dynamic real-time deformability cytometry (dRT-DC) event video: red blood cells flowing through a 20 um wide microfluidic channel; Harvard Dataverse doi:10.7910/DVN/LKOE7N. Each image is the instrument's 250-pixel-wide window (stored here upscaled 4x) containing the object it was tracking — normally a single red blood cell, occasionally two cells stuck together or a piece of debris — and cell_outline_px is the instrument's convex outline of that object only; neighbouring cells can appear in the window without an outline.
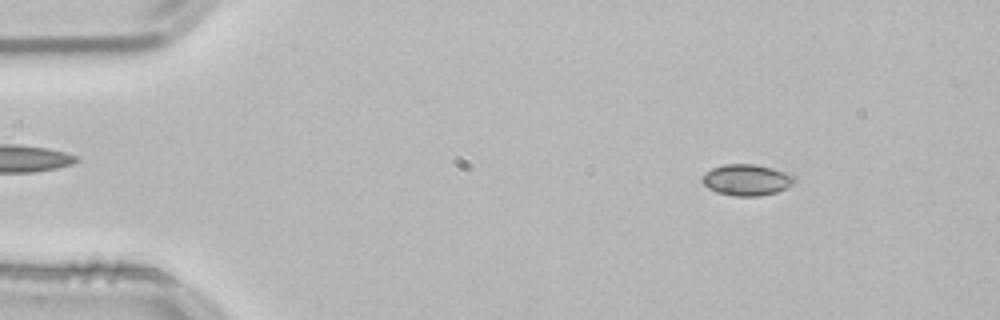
{"species": "common noctule bat (a hibernating species)", "species_latin": "Nyctalus noctula", "temperature_condition": "room temperature", "stored_images_in_passage": 52, "camera_frame_rate_fps": 3000, "um_per_image_px": 0.085, "animal": {"sex": "male", "body_mass_g": 21.5, "forearm_length_mm": 52.0}, "frame": {"image": 1, "passage_image": 6, "time_ms": 1.667, "image_size_px": [1000, 320], "cell_outline_px": [[796, 180], [792, 184], [776, 192], [760, 196], [736, 196], [716, 192], [708, 188], [700, 180], [704, 172], [712, 168], [724, 164], [756, 164], [772, 168], [796, 176]], "centroid_in_image_um": [63.43, 15.28], "position_along_channel_um": 21.6, "area_um2": 16.82}}
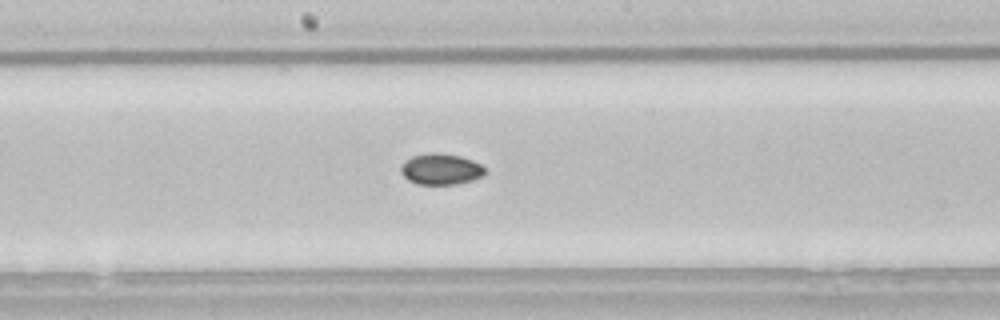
{"frame": {"image": 2, "passage_image": 27, "time_ms": 8.667, "image_size_px": [1000, 320], "cell_outline_px": [[488, 172], [484, 176], [472, 180], [456, 184], [416, 184], [408, 180], [404, 176], [400, 168], [412, 156], [432, 152], [436, 152], [460, 156], [472, 160], [480, 164]], "centroid_in_image_um": [37.52, 14.38], "position_along_channel_um": 210.7, "area_um2": 15.14}}
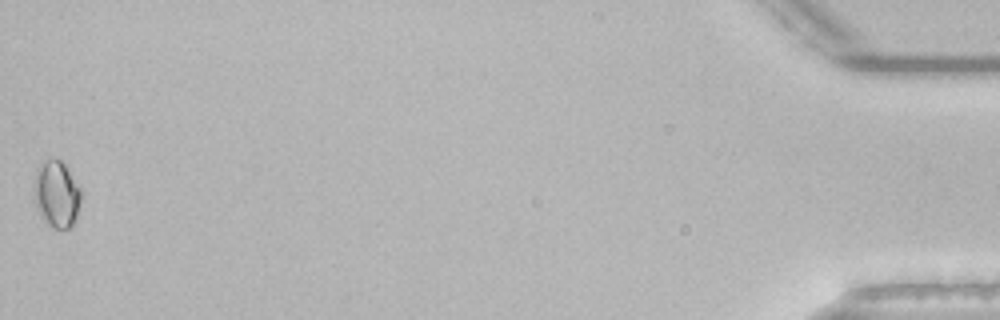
{"frame": {"image": 3, "passage_image": 52, "time_ms": 17.0, "image_size_px": [1000, 320], "cell_outline_px": [[84, 192], [76, 216], [72, 224], [68, 228], [56, 228], [48, 224], [40, 216], [32, 192], [32, 188], [36, 168], [48, 160], [60, 160], [64, 164]], "centroid_in_image_um": [4.81, 16.49], "position_along_channel_um": 430.4, "area_um2": 18.38}}